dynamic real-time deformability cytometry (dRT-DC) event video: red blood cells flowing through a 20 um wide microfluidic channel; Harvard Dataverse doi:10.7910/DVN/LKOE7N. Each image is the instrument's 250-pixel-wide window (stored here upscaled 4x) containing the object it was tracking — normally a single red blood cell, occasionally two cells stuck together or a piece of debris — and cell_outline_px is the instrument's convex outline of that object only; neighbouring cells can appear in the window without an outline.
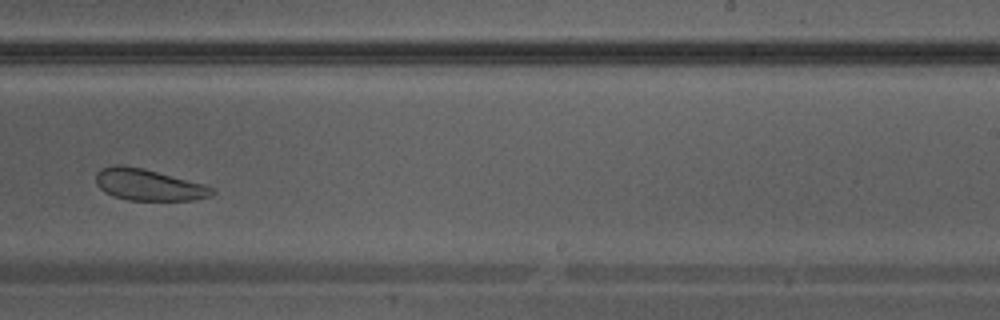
{"species": "Egyptian fruit bat (a non-hibernating species)", "species_latin": "Rousettus aegyptiacus", "temperature_condition": "warm", "stored_images_in_passage": 36, "camera_frame_rate_fps": 3000, "um_per_image_px": 0.085, "animal": {"sex": "male"}, "frame": {"image": 1, "passage_image": 21, "time_ms": 6.667, "image_size_px": [1000, 320], "cell_outline_px": [[216, 192], [212, 196], [192, 200], [128, 200], [112, 196], [104, 192], [96, 184], [96, 172], [100, 168], [112, 164], [116, 164], [144, 168], [204, 184], [216, 188]], "centroid_in_image_um": [12.62, 15.7], "position_along_channel_um": 276.4, "area_um2": 21.62}}